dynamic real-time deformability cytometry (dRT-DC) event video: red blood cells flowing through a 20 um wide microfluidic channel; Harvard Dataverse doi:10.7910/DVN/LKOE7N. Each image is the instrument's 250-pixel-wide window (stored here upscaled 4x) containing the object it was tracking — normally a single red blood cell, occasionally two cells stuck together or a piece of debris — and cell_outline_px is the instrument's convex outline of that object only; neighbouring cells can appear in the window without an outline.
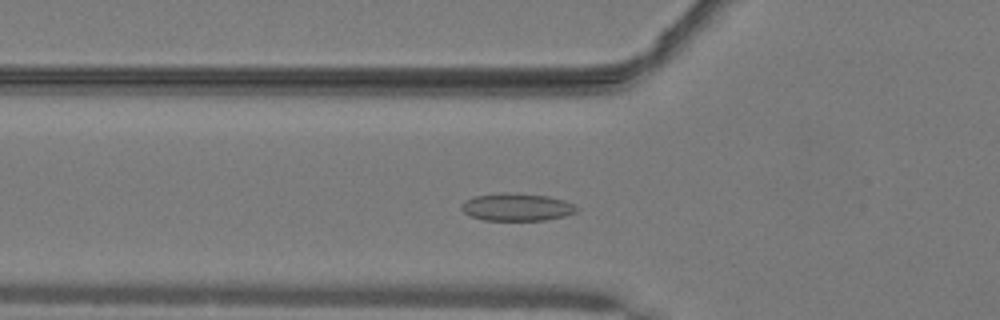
{"species": "common noctule bat (a hibernating species)", "species_latin": "Nyctalus noctula", "temperature_condition": "warm", "stored_images_in_passage": 28, "camera_frame_rate_fps": 3000, "um_per_image_px": 0.085, "animal": {"sex": "male", "body_mass_g": 19.2, "forearm_length_mm": 51.8}, "frame": {"image": 1, "passage_image": 11, "time_ms": 3.333, "image_size_px": [1000, 320], "cell_outline_px": [[580, 208], [576, 212], [564, 216], [544, 220], [484, 220], [472, 216], [464, 212], [460, 208], [460, 204], [464, 200], [476, 196], [500, 192], [508, 192], [548, 196], [564, 200]], "centroid_in_image_um": [43.91, 17.59], "position_along_channel_um": 81.9, "area_um2": 18.55}}
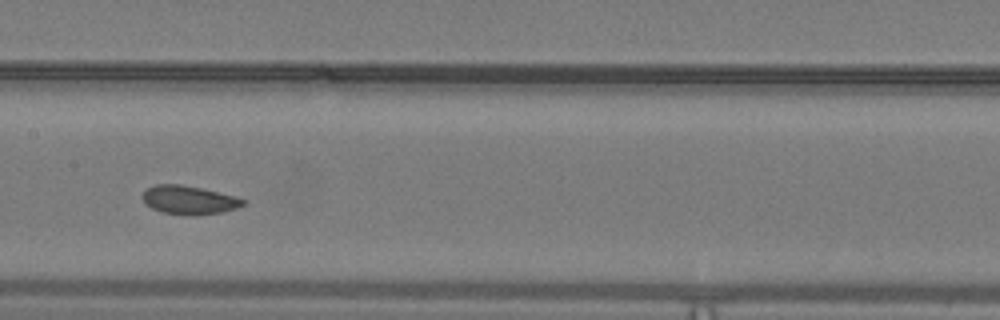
{"frame": {"image": 2, "passage_image": 19, "time_ms": 6.0, "image_size_px": [1000, 320], "cell_outline_px": [[248, 200], [244, 204], [236, 208], [224, 212], [164, 212], [152, 208], [144, 204], [144, 192], [148, 188], [156, 184], [180, 184], [200, 188], [236, 196]], "centroid_in_image_um": [16.09, 16.94], "position_along_channel_um": 191.3, "area_um2": 15.84}}
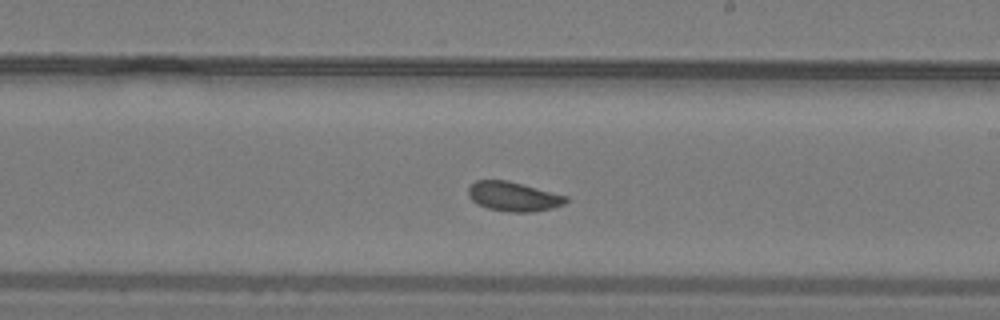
{"frame": {"image": 3, "passage_image": 23, "time_ms": 7.333, "image_size_px": [1000, 320], "cell_outline_px": [[568, 200], [564, 204], [552, 208], [532, 212], [512, 212], [488, 208], [476, 204], [468, 196], [468, 188], [476, 180], [508, 180], [568, 196]], "centroid_in_image_um": [43.64, 16.7], "position_along_channel_um": 245.4, "area_um2": 16.76}}